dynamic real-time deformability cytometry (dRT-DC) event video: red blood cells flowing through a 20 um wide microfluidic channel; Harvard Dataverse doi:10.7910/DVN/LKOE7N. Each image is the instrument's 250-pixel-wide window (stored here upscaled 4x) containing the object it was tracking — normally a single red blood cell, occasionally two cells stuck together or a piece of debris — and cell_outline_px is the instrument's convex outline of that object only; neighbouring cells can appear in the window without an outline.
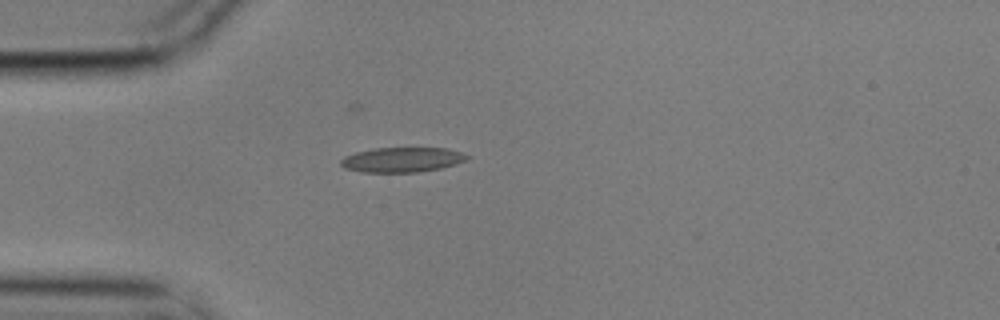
{"species": "common noctule bat (a hibernating species)", "species_latin": "Nyctalus noctula", "temperature_condition": "cold", "stored_images_in_passage": 2, "camera_frame_rate_fps": 3000, "um_per_image_px": 0.085, "animal": {"sex": "male", "body_mass_g": 17.9}, "frame": {"image": 1, "passage_image": 1, "time_ms": 0.0, "image_size_px": [1000, 320], "cell_outline_px": [[472, 156], [456, 164], [440, 168], [416, 172], [360, 172], [344, 168], [340, 164], [340, 160], [344, 156], [356, 152], [372, 148], [448, 148]], "centroid_in_image_um": [34.15, 13.57], "position_along_channel_um": 50.9, "area_um2": 18.32}}